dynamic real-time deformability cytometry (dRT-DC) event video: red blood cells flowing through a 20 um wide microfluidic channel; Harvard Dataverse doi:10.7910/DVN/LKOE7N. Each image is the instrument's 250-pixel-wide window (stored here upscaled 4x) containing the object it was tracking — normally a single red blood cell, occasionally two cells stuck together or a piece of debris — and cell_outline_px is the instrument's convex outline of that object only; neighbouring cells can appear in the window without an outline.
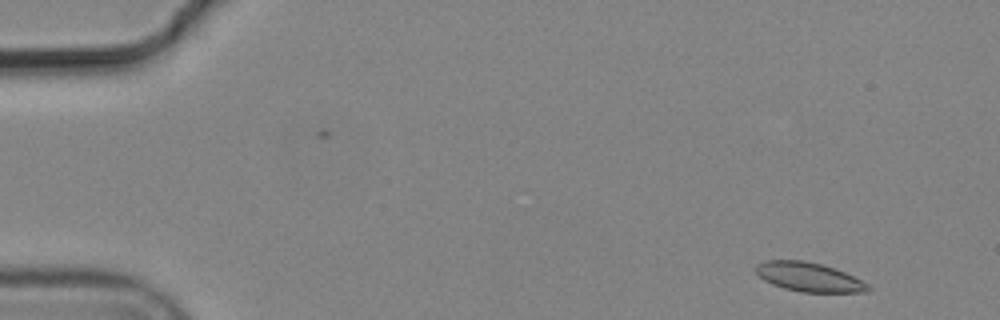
{"species": "common noctule bat (a hibernating species)", "species_latin": "Nyctalus noctula", "temperature_condition": "cold", "stored_images_in_passage": 4, "camera_frame_rate_fps": 3000, "um_per_image_px": 0.085, "animal": {"sex": "male", "body_mass_g": 19.2, "forearm_length_mm": 51.8}, "frame": {"image": 1, "passage_image": 1, "time_ms": 0.0, "image_size_px": [1000, 320], "cell_outline_px": [[872, 288], [868, 292], [800, 292], [784, 288], [772, 284], [764, 280], [756, 272], [756, 264], [764, 260], [804, 260], [820, 264], [844, 272], [868, 284]], "centroid_in_image_um": [68.74, 23.55], "position_along_channel_um": 16.3, "area_um2": 18.9}}